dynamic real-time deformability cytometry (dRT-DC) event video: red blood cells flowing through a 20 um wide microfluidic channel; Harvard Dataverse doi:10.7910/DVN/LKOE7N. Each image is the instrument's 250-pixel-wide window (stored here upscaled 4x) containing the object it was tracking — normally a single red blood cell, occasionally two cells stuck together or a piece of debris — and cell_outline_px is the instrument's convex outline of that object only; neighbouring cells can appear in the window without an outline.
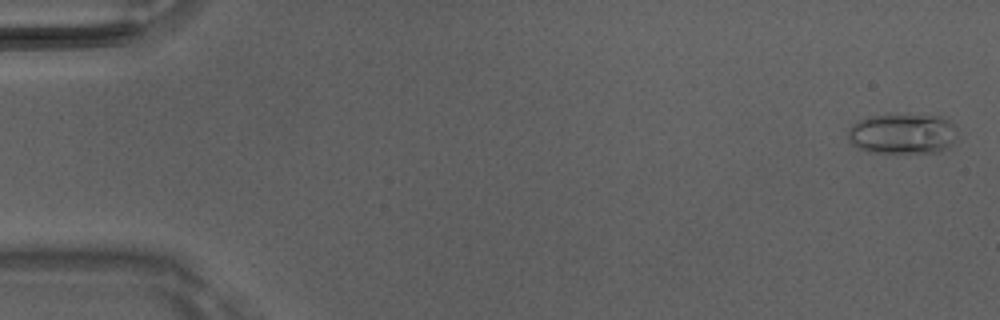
{"species": "Egyptian fruit bat (a non-hibernating species)", "species_latin": "Rousettus aegyptiacus", "temperature_condition": "room temperature", "stored_images_in_passage": 5, "camera_frame_rate_fps": 3000, "um_per_image_px": 0.085, "animal": {"sex": "male"}, "frame": {"image": 1, "passage_image": 1, "time_ms": 0.0, "image_size_px": [1000, 320], "cell_outline_px": [[960, 140], [948, 148], [940, 152], [868, 152], [856, 148], [848, 140], [848, 128], [852, 124], [860, 120], [872, 116], [888, 112], [948, 116], [956, 124]], "centroid_in_image_um": [76.82, 11.32], "position_along_channel_um": 8.2, "area_um2": 27.28}}